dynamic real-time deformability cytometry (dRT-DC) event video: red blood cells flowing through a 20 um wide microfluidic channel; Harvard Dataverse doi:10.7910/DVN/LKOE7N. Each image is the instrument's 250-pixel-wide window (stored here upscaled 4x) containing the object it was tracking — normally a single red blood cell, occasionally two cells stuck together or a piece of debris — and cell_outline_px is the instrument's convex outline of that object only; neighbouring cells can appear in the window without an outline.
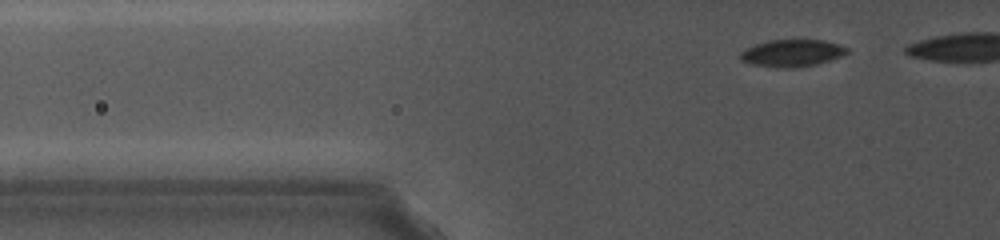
{"species": "common noctule bat (a hibernating species)", "species_latin": "Nyctalus noctula", "temperature_condition": "cold", "stored_images_in_passage": 57, "camera_frame_rate_fps": 5000, "um_per_image_px": 0.085, "animal": {"sex": "female", "body_mass_g": 19.0, "forearm_length_mm": 56.7}, "frame": {"image": 1, "passage_image": 8, "time_ms": 1.4, "image_size_px": [1000, 240], "cell_outline_px": [[848, 52], [840, 56], [816, 64], [796, 68], [776, 68], [752, 64], [740, 60], [740, 52], [756, 44], [768, 40], [824, 40], [840, 44], [848, 48]], "centroid_in_image_um": [67.31, 4.51], "position_along_channel_um": 58.5, "area_um2": 16.82}}
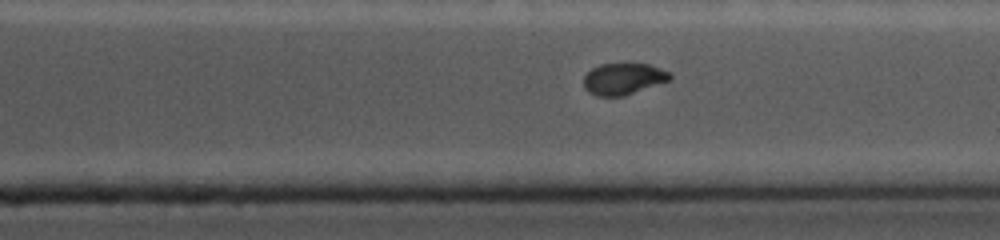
{"frame": {"image": 2, "passage_image": 47, "time_ms": 10.2, "image_size_px": [1000, 240], "cell_outline_px": [[672, 80], [624, 96], [596, 96], [588, 92], [584, 88], [584, 76], [592, 68], [600, 64], [628, 60], [648, 64], [660, 68], [668, 72], [672, 76]], "centroid_in_image_um": [53.0, 6.66], "position_along_channel_um": 358.4, "area_um2": 16.59}}
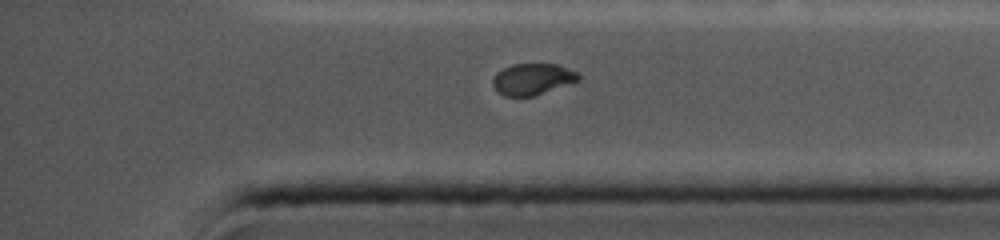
{"frame": {"image": 3, "passage_image": 51, "time_ms": 11.0, "image_size_px": [1000, 240], "cell_outline_px": [[580, 80], [532, 96], [504, 96], [496, 92], [492, 84], [492, 80], [496, 72], [512, 64], [556, 64], [576, 72], [580, 76]], "centroid_in_image_um": [45.21, 6.73], "position_along_channel_um": 390.0, "area_um2": 15.55}}